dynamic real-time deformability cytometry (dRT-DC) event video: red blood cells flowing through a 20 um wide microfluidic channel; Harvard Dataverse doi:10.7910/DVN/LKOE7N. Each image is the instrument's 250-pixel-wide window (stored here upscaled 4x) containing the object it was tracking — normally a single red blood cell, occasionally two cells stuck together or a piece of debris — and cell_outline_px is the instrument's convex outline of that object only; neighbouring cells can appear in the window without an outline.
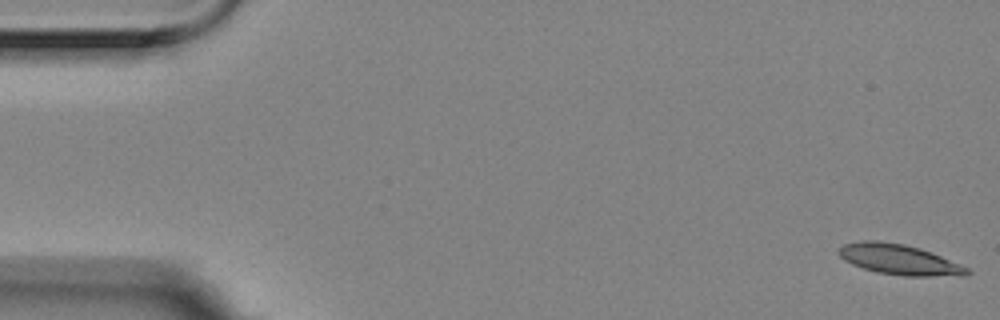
{"species": "Egyptian fruit bat (a non-hibernating species)", "species_latin": "Rousettus aegyptiacus", "temperature_condition": "room temperature", "stored_images_in_passage": 56, "camera_frame_rate_fps": 3000, "um_per_image_px": 0.085, "animal": {"sex": "female"}, "frame": {"image": 1, "passage_image": 1, "time_ms": 0.0, "image_size_px": [1000, 320], "cell_outline_px": [[972, 272], [968, 276], [904, 276], [876, 272], [852, 264], [844, 260], [836, 252], [844, 244], [860, 240], [880, 240], [904, 244], [920, 248], [932, 252], [960, 264], [968, 268]], "centroid_in_image_um": [76.45, 22.06], "position_along_channel_um": 8.5, "area_um2": 22.95}}
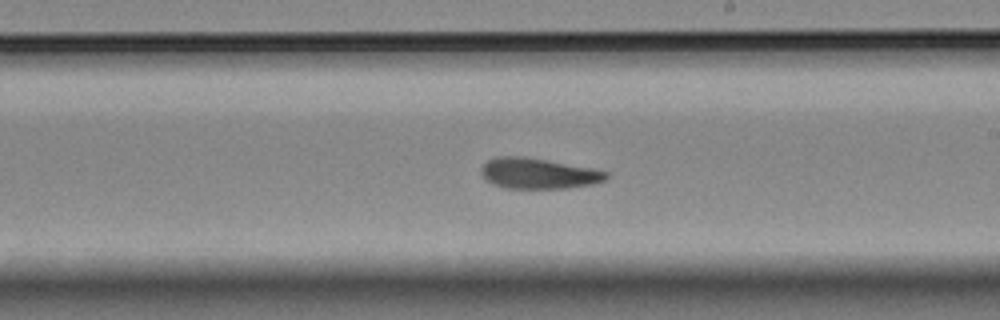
{"frame": {"image": 2, "passage_image": 32, "time_ms": 10.333, "image_size_px": [1000, 320], "cell_outline_px": [[608, 176], [604, 180], [592, 184], [568, 188], [504, 188], [492, 184], [480, 172], [480, 168], [488, 160], [496, 156], [524, 156], [592, 168], [608, 172]], "centroid_in_image_um": [45.73, 14.74], "position_along_channel_um": 243.3, "area_um2": 22.25}}
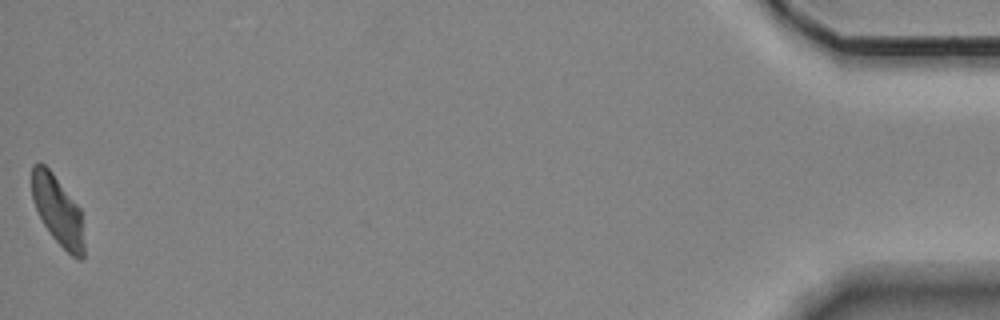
{"frame": {"image": 3, "passage_image": 56, "time_ms": 18.333, "image_size_px": [1000, 320], "cell_outline_px": [[84, 256], [80, 260], [72, 256], [52, 236], [44, 224], [32, 200], [32, 164], [40, 160], [52, 172], [80, 208], [84, 244]], "centroid_in_image_um": [4.9, 17.86], "position_along_channel_um": 430.3, "area_um2": 20.87}, "authors_computed_cell_mechanics": {"area_um2": 22.3975, "velocity_mm_per_s": 3.5248, "shape_relaxation_time_tau1_ms": 6.47, "shape_relaxation_time_tau2_ms": 2.5393, "deformation_change_tau1": 0.1923, "deformation_change_tau2": 0.0977}}